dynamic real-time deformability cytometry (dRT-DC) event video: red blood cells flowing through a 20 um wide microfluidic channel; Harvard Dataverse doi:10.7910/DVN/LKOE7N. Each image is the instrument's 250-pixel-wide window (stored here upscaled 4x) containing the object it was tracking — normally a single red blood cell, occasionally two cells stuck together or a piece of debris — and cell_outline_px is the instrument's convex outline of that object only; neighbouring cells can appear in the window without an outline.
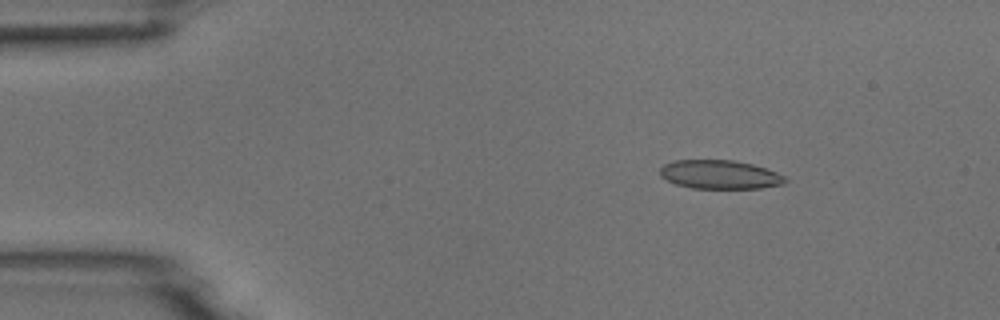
{"species": "common noctule bat (a hibernating species)", "species_latin": "Nyctalus noctula", "temperature_condition": "room temperature", "stored_images_in_passage": 4, "camera_frame_rate_fps": 3000, "um_per_image_px": 0.085, "animal": {"sex": "male", "body_mass_g": 18.8}, "frame": {"image": 1, "passage_image": 2, "time_ms": 0.333, "image_size_px": [1000, 320], "cell_outline_px": [[788, 180], [784, 184], [760, 188], [692, 188], [676, 184], [660, 176], [660, 168], [664, 164], [676, 160], [732, 160], [752, 164], [776, 172], [784, 176]], "centroid_in_image_um": [61.18, 14.84], "position_along_channel_um": 23.8, "area_um2": 20.87}}